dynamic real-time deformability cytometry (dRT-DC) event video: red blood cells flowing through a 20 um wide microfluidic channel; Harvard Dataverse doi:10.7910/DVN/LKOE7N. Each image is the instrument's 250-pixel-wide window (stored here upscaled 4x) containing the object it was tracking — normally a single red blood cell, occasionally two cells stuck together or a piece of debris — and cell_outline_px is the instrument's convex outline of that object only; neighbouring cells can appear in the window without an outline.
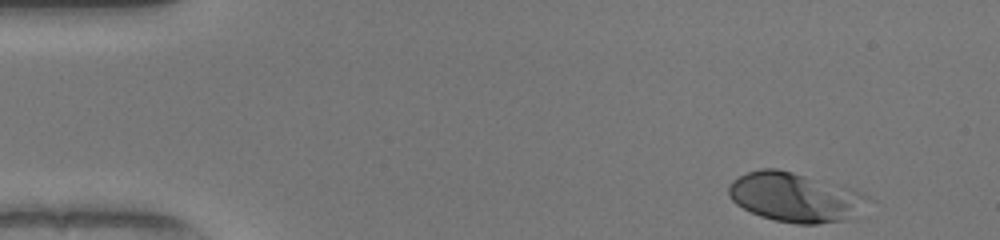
{"species": "human", "species_latin": "Homo sapiens", "temperature_condition": "warm", "stored_images_in_passage": 47, "camera_frame_rate_fps": 3000, "um_per_image_px": 0.085, "donor": {"sex": "female"}, "frame": {"image": 1, "passage_image": 1, "time_ms": 0.0, "image_size_px": [1000, 240], "cell_outline_px": [[872, 200], [848, 220], [816, 224], [796, 224], [776, 220], [760, 216], [736, 204], [732, 200], [728, 192], [728, 184], [732, 180], [748, 172], [760, 168], [776, 168], [792, 172], [860, 192], [868, 196]], "centroid_in_image_um": [67.55, 16.78], "position_along_channel_um": 17.4, "area_um2": 39.54}}
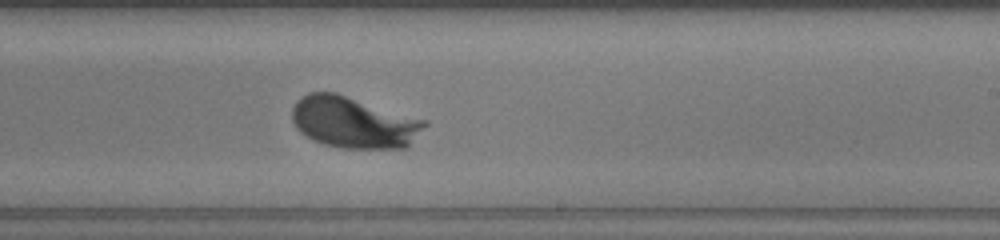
{"frame": {"image": 2, "passage_image": 27, "time_ms": 8.667, "image_size_px": [1000, 240], "cell_outline_px": [[428, 124], [408, 148], [340, 148], [324, 144], [312, 140], [300, 132], [296, 128], [292, 120], [292, 108], [296, 100], [308, 92], [336, 92], [428, 120]], "centroid_in_image_um": [30.08, 10.4], "position_along_channel_um": 258.9, "area_um2": 40.29}}
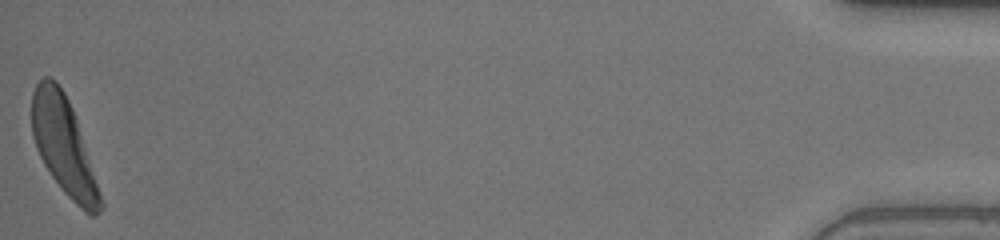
{"frame": {"image": 3, "passage_image": 47, "time_ms": 15.333, "image_size_px": [1000, 240], "cell_outline_px": [[104, 208], [96, 216], [92, 216], [84, 212], [64, 192], [52, 176], [44, 164], [36, 148], [32, 136], [32, 92], [36, 84], [44, 76], [48, 76], [56, 80], [64, 92], [72, 108], [104, 204]], "centroid_in_image_um": [5.4, 12.41], "position_along_channel_um": 429.8, "area_um2": 38.26}, "authors_computed_cell_mechanics": {"area_um2": 38.2058, "velocity_mm_per_s": 4.0422, "shape_relaxation_time_tau1_ms": 1.8476, "shape_relaxation_time_tau2_ms": null, "deformation_change_tau1": 0.1703, "deformation_change_tau2": null}}